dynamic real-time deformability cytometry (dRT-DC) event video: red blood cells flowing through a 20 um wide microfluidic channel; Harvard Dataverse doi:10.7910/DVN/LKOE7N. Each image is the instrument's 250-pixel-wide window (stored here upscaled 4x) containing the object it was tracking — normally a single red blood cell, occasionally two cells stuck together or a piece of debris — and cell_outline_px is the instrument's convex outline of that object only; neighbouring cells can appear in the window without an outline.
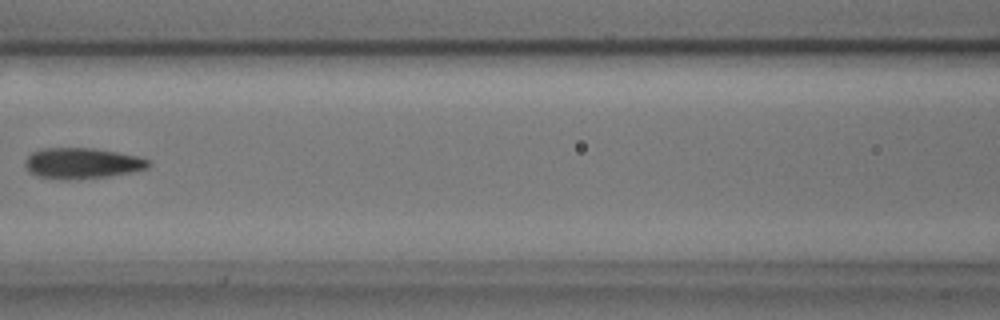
{"species": "common noctule bat (a hibernating species)", "species_latin": "Nyctalus noctula", "temperature_condition": "cold", "stored_images_in_passage": 7, "camera_frame_rate_fps": 3000, "um_per_image_px": 0.085, "animal": {"sex": "male", "body_mass_g": 17.9, "forearm_length_mm": 54.2}, "frame": {"image": 1, "passage_image": 7, "time_ms": 2.0, "image_size_px": [1000, 320], "cell_outline_px": [[152, 164], [148, 168], [132, 172], [108, 176], [64, 180], [60, 180], [36, 176], [28, 172], [24, 164], [24, 160], [32, 152], [40, 148], [96, 148], [140, 156], [152, 160]], "centroid_in_image_um": [6.99, 13.87], "position_along_channel_um": 159.6, "area_um2": 22.6}}